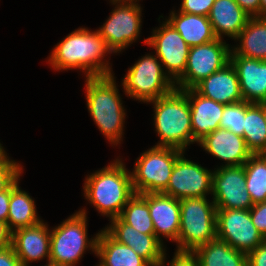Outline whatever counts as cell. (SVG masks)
<instances>
[{
  "label": "cell",
  "mask_w": 266,
  "mask_h": 266,
  "mask_svg": "<svg viewBox=\"0 0 266 266\" xmlns=\"http://www.w3.org/2000/svg\"><path fill=\"white\" fill-rule=\"evenodd\" d=\"M110 53L97 30L79 27L55 45L46 62L56 71L80 69L86 78L107 76L113 74L109 60L104 59Z\"/></svg>",
  "instance_id": "obj_1"
},
{
  "label": "cell",
  "mask_w": 266,
  "mask_h": 266,
  "mask_svg": "<svg viewBox=\"0 0 266 266\" xmlns=\"http://www.w3.org/2000/svg\"><path fill=\"white\" fill-rule=\"evenodd\" d=\"M84 199L110 220L119 217L122 209L135 195L131 171L119 157L84 180Z\"/></svg>",
  "instance_id": "obj_2"
},
{
  "label": "cell",
  "mask_w": 266,
  "mask_h": 266,
  "mask_svg": "<svg viewBox=\"0 0 266 266\" xmlns=\"http://www.w3.org/2000/svg\"><path fill=\"white\" fill-rule=\"evenodd\" d=\"M114 74L88 77L85 93L88 111L99 131L112 145L121 144L126 111Z\"/></svg>",
  "instance_id": "obj_3"
},
{
  "label": "cell",
  "mask_w": 266,
  "mask_h": 266,
  "mask_svg": "<svg viewBox=\"0 0 266 266\" xmlns=\"http://www.w3.org/2000/svg\"><path fill=\"white\" fill-rule=\"evenodd\" d=\"M148 103L153 104L155 131L160 138L154 146L173 147L185 152L187 146L195 143L187 89L175 88Z\"/></svg>",
  "instance_id": "obj_4"
},
{
  "label": "cell",
  "mask_w": 266,
  "mask_h": 266,
  "mask_svg": "<svg viewBox=\"0 0 266 266\" xmlns=\"http://www.w3.org/2000/svg\"><path fill=\"white\" fill-rule=\"evenodd\" d=\"M87 211L80 209L50 229V259L55 266H76L89 249L96 254L99 232L88 238Z\"/></svg>",
  "instance_id": "obj_5"
},
{
  "label": "cell",
  "mask_w": 266,
  "mask_h": 266,
  "mask_svg": "<svg viewBox=\"0 0 266 266\" xmlns=\"http://www.w3.org/2000/svg\"><path fill=\"white\" fill-rule=\"evenodd\" d=\"M180 230L176 248L179 251H194L217 237V208L207 197L179 200Z\"/></svg>",
  "instance_id": "obj_6"
},
{
  "label": "cell",
  "mask_w": 266,
  "mask_h": 266,
  "mask_svg": "<svg viewBox=\"0 0 266 266\" xmlns=\"http://www.w3.org/2000/svg\"><path fill=\"white\" fill-rule=\"evenodd\" d=\"M183 152L163 146H153L143 152L131 172L135 194L162 193L167 188L177 158Z\"/></svg>",
  "instance_id": "obj_7"
},
{
  "label": "cell",
  "mask_w": 266,
  "mask_h": 266,
  "mask_svg": "<svg viewBox=\"0 0 266 266\" xmlns=\"http://www.w3.org/2000/svg\"><path fill=\"white\" fill-rule=\"evenodd\" d=\"M122 86L127 97L143 103L156 100L176 88L156 54H146L129 67Z\"/></svg>",
  "instance_id": "obj_8"
},
{
  "label": "cell",
  "mask_w": 266,
  "mask_h": 266,
  "mask_svg": "<svg viewBox=\"0 0 266 266\" xmlns=\"http://www.w3.org/2000/svg\"><path fill=\"white\" fill-rule=\"evenodd\" d=\"M115 9L97 30L108 49L119 53L140 37L142 7L138 3L110 2Z\"/></svg>",
  "instance_id": "obj_9"
},
{
  "label": "cell",
  "mask_w": 266,
  "mask_h": 266,
  "mask_svg": "<svg viewBox=\"0 0 266 266\" xmlns=\"http://www.w3.org/2000/svg\"><path fill=\"white\" fill-rule=\"evenodd\" d=\"M230 45L216 39L207 44L190 47L184 74L175 82L177 89L194 88L203 79L230 62Z\"/></svg>",
  "instance_id": "obj_10"
},
{
  "label": "cell",
  "mask_w": 266,
  "mask_h": 266,
  "mask_svg": "<svg viewBox=\"0 0 266 266\" xmlns=\"http://www.w3.org/2000/svg\"><path fill=\"white\" fill-rule=\"evenodd\" d=\"M152 31V35L143 41L155 49L166 74L175 83L184 74L190 46L166 20Z\"/></svg>",
  "instance_id": "obj_11"
},
{
  "label": "cell",
  "mask_w": 266,
  "mask_h": 266,
  "mask_svg": "<svg viewBox=\"0 0 266 266\" xmlns=\"http://www.w3.org/2000/svg\"><path fill=\"white\" fill-rule=\"evenodd\" d=\"M184 154L177 158L167 188L162 193L179 200L212 194L213 171L186 159Z\"/></svg>",
  "instance_id": "obj_12"
},
{
  "label": "cell",
  "mask_w": 266,
  "mask_h": 266,
  "mask_svg": "<svg viewBox=\"0 0 266 266\" xmlns=\"http://www.w3.org/2000/svg\"><path fill=\"white\" fill-rule=\"evenodd\" d=\"M217 238L248 254L266 239L252 223L249 210L217 209Z\"/></svg>",
  "instance_id": "obj_13"
},
{
  "label": "cell",
  "mask_w": 266,
  "mask_h": 266,
  "mask_svg": "<svg viewBox=\"0 0 266 266\" xmlns=\"http://www.w3.org/2000/svg\"><path fill=\"white\" fill-rule=\"evenodd\" d=\"M212 199L217 209L249 210L254 204L246 190L244 165L224 166L213 170Z\"/></svg>",
  "instance_id": "obj_14"
},
{
  "label": "cell",
  "mask_w": 266,
  "mask_h": 266,
  "mask_svg": "<svg viewBox=\"0 0 266 266\" xmlns=\"http://www.w3.org/2000/svg\"><path fill=\"white\" fill-rule=\"evenodd\" d=\"M104 230L116 241L132 248L151 266H165L166 249L155 234H144L124 223L119 217L113 218Z\"/></svg>",
  "instance_id": "obj_15"
},
{
  "label": "cell",
  "mask_w": 266,
  "mask_h": 266,
  "mask_svg": "<svg viewBox=\"0 0 266 266\" xmlns=\"http://www.w3.org/2000/svg\"><path fill=\"white\" fill-rule=\"evenodd\" d=\"M147 203L152 218L155 236L163 243L162 237L177 242L180 230L179 199L163 193L139 194Z\"/></svg>",
  "instance_id": "obj_16"
},
{
  "label": "cell",
  "mask_w": 266,
  "mask_h": 266,
  "mask_svg": "<svg viewBox=\"0 0 266 266\" xmlns=\"http://www.w3.org/2000/svg\"><path fill=\"white\" fill-rule=\"evenodd\" d=\"M11 246L22 266L32 262L50 259V229L42 220L40 223L12 232Z\"/></svg>",
  "instance_id": "obj_17"
},
{
  "label": "cell",
  "mask_w": 266,
  "mask_h": 266,
  "mask_svg": "<svg viewBox=\"0 0 266 266\" xmlns=\"http://www.w3.org/2000/svg\"><path fill=\"white\" fill-rule=\"evenodd\" d=\"M197 144L207 151L206 153L224 161V166L244 165L252 155L242 136L223 128L209 133Z\"/></svg>",
  "instance_id": "obj_18"
},
{
  "label": "cell",
  "mask_w": 266,
  "mask_h": 266,
  "mask_svg": "<svg viewBox=\"0 0 266 266\" xmlns=\"http://www.w3.org/2000/svg\"><path fill=\"white\" fill-rule=\"evenodd\" d=\"M230 62L236 70L243 100L266 102V60L230 55Z\"/></svg>",
  "instance_id": "obj_19"
},
{
  "label": "cell",
  "mask_w": 266,
  "mask_h": 266,
  "mask_svg": "<svg viewBox=\"0 0 266 266\" xmlns=\"http://www.w3.org/2000/svg\"><path fill=\"white\" fill-rule=\"evenodd\" d=\"M194 89L202 96L225 105L243 101L239 79L231 62L203 79Z\"/></svg>",
  "instance_id": "obj_20"
},
{
  "label": "cell",
  "mask_w": 266,
  "mask_h": 266,
  "mask_svg": "<svg viewBox=\"0 0 266 266\" xmlns=\"http://www.w3.org/2000/svg\"><path fill=\"white\" fill-rule=\"evenodd\" d=\"M187 97L191 110L193 139L198 143L209 133L219 129L225 104L202 96L194 88L187 89Z\"/></svg>",
  "instance_id": "obj_21"
},
{
  "label": "cell",
  "mask_w": 266,
  "mask_h": 266,
  "mask_svg": "<svg viewBox=\"0 0 266 266\" xmlns=\"http://www.w3.org/2000/svg\"><path fill=\"white\" fill-rule=\"evenodd\" d=\"M249 18L235 0H216L208 15L216 38L222 40L224 36L235 40Z\"/></svg>",
  "instance_id": "obj_22"
},
{
  "label": "cell",
  "mask_w": 266,
  "mask_h": 266,
  "mask_svg": "<svg viewBox=\"0 0 266 266\" xmlns=\"http://www.w3.org/2000/svg\"><path fill=\"white\" fill-rule=\"evenodd\" d=\"M190 46L207 44L216 40L212 25L206 16L172 10L165 19Z\"/></svg>",
  "instance_id": "obj_23"
},
{
  "label": "cell",
  "mask_w": 266,
  "mask_h": 266,
  "mask_svg": "<svg viewBox=\"0 0 266 266\" xmlns=\"http://www.w3.org/2000/svg\"><path fill=\"white\" fill-rule=\"evenodd\" d=\"M97 266H151L131 247L113 239L104 229L99 231L96 245Z\"/></svg>",
  "instance_id": "obj_24"
},
{
  "label": "cell",
  "mask_w": 266,
  "mask_h": 266,
  "mask_svg": "<svg viewBox=\"0 0 266 266\" xmlns=\"http://www.w3.org/2000/svg\"><path fill=\"white\" fill-rule=\"evenodd\" d=\"M235 41L230 55L266 60V17H250Z\"/></svg>",
  "instance_id": "obj_25"
},
{
  "label": "cell",
  "mask_w": 266,
  "mask_h": 266,
  "mask_svg": "<svg viewBox=\"0 0 266 266\" xmlns=\"http://www.w3.org/2000/svg\"><path fill=\"white\" fill-rule=\"evenodd\" d=\"M20 177L11 185L7 225L11 232L34 226L42 221L38 217L35 200L19 186Z\"/></svg>",
  "instance_id": "obj_26"
},
{
  "label": "cell",
  "mask_w": 266,
  "mask_h": 266,
  "mask_svg": "<svg viewBox=\"0 0 266 266\" xmlns=\"http://www.w3.org/2000/svg\"><path fill=\"white\" fill-rule=\"evenodd\" d=\"M200 266H247V254L232 248L226 241L215 238L193 251Z\"/></svg>",
  "instance_id": "obj_27"
},
{
  "label": "cell",
  "mask_w": 266,
  "mask_h": 266,
  "mask_svg": "<svg viewBox=\"0 0 266 266\" xmlns=\"http://www.w3.org/2000/svg\"><path fill=\"white\" fill-rule=\"evenodd\" d=\"M243 138L252 154L266 153L264 102L246 104Z\"/></svg>",
  "instance_id": "obj_28"
},
{
  "label": "cell",
  "mask_w": 266,
  "mask_h": 266,
  "mask_svg": "<svg viewBox=\"0 0 266 266\" xmlns=\"http://www.w3.org/2000/svg\"><path fill=\"white\" fill-rule=\"evenodd\" d=\"M244 171L253 204L266 201V153L252 154L244 163Z\"/></svg>",
  "instance_id": "obj_29"
},
{
  "label": "cell",
  "mask_w": 266,
  "mask_h": 266,
  "mask_svg": "<svg viewBox=\"0 0 266 266\" xmlns=\"http://www.w3.org/2000/svg\"><path fill=\"white\" fill-rule=\"evenodd\" d=\"M119 218L141 233L155 234L148 203L139 194H135L128 201Z\"/></svg>",
  "instance_id": "obj_30"
},
{
  "label": "cell",
  "mask_w": 266,
  "mask_h": 266,
  "mask_svg": "<svg viewBox=\"0 0 266 266\" xmlns=\"http://www.w3.org/2000/svg\"><path fill=\"white\" fill-rule=\"evenodd\" d=\"M247 103L243 100L238 103L224 105L219 128L227 129L243 137Z\"/></svg>",
  "instance_id": "obj_31"
},
{
  "label": "cell",
  "mask_w": 266,
  "mask_h": 266,
  "mask_svg": "<svg viewBox=\"0 0 266 266\" xmlns=\"http://www.w3.org/2000/svg\"><path fill=\"white\" fill-rule=\"evenodd\" d=\"M23 165L6 155L0 161V193L7 190L23 173Z\"/></svg>",
  "instance_id": "obj_32"
},
{
  "label": "cell",
  "mask_w": 266,
  "mask_h": 266,
  "mask_svg": "<svg viewBox=\"0 0 266 266\" xmlns=\"http://www.w3.org/2000/svg\"><path fill=\"white\" fill-rule=\"evenodd\" d=\"M216 0H182L180 12L208 17Z\"/></svg>",
  "instance_id": "obj_33"
},
{
  "label": "cell",
  "mask_w": 266,
  "mask_h": 266,
  "mask_svg": "<svg viewBox=\"0 0 266 266\" xmlns=\"http://www.w3.org/2000/svg\"><path fill=\"white\" fill-rule=\"evenodd\" d=\"M249 212L252 223L266 239V201L254 204Z\"/></svg>",
  "instance_id": "obj_34"
},
{
  "label": "cell",
  "mask_w": 266,
  "mask_h": 266,
  "mask_svg": "<svg viewBox=\"0 0 266 266\" xmlns=\"http://www.w3.org/2000/svg\"><path fill=\"white\" fill-rule=\"evenodd\" d=\"M171 260L167 262L168 266H200L198 257L193 251L175 250Z\"/></svg>",
  "instance_id": "obj_35"
},
{
  "label": "cell",
  "mask_w": 266,
  "mask_h": 266,
  "mask_svg": "<svg viewBox=\"0 0 266 266\" xmlns=\"http://www.w3.org/2000/svg\"><path fill=\"white\" fill-rule=\"evenodd\" d=\"M247 266H266V240L247 254Z\"/></svg>",
  "instance_id": "obj_36"
},
{
  "label": "cell",
  "mask_w": 266,
  "mask_h": 266,
  "mask_svg": "<svg viewBox=\"0 0 266 266\" xmlns=\"http://www.w3.org/2000/svg\"><path fill=\"white\" fill-rule=\"evenodd\" d=\"M0 266H22L11 245L0 250Z\"/></svg>",
  "instance_id": "obj_37"
},
{
  "label": "cell",
  "mask_w": 266,
  "mask_h": 266,
  "mask_svg": "<svg viewBox=\"0 0 266 266\" xmlns=\"http://www.w3.org/2000/svg\"><path fill=\"white\" fill-rule=\"evenodd\" d=\"M11 197V186L0 193V221L7 223L9 203Z\"/></svg>",
  "instance_id": "obj_38"
},
{
  "label": "cell",
  "mask_w": 266,
  "mask_h": 266,
  "mask_svg": "<svg viewBox=\"0 0 266 266\" xmlns=\"http://www.w3.org/2000/svg\"><path fill=\"white\" fill-rule=\"evenodd\" d=\"M235 1L250 17H259V7L261 0H235Z\"/></svg>",
  "instance_id": "obj_39"
},
{
  "label": "cell",
  "mask_w": 266,
  "mask_h": 266,
  "mask_svg": "<svg viewBox=\"0 0 266 266\" xmlns=\"http://www.w3.org/2000/svg\"><path fill=\"white\" fill-rule=\"evenodd\" d=\"M11 237L7 223L0 221V250L11 245Z\"/></svg>",
  "instance_id": "obj_40"
},
{
  "label": "cell",
  "mask_w": 266,
  "mask_h": 266,
  "mask_svg": "<svg viewBox=\"0 0 266 266\" xmlns=\"http://www.w3.org/2000/svg\"><path fill=\"white\" fill-rule=\"evenodd\" d=\"M259 17H266V0L260 1Z\"/></svg>",
  "instance_id": "obj_41"
},
{
  "label": "cell",
  "mask_w": 266,
  "mask_h": 266,
  "mask_svg": "<svg viewBox=\"0 0 266 266\" xmlns=\"http://www.w3.org/2000/svg\"><path fill=\"white\" fill-rule=\"evenodd\" d=\"M110 2H119V3H139V0H110Z\"/></svg>",
  "instance_id": "obj_42"
},
{
  "label": "cell",
  "mask_w": 266,
  "mask_h": 266,
  "mask_svg": "<svg viewBox=\"0 0 266 266\" xmlns=\"http://www.w3.org/2000/svg\"><path fill=\"white\" fill-rule=\"evenodd\" d=\"M2 145L3 144L0 143V161L7 155Z\"/></svg>",
  "instance_id": "obj_43"
},
{
  "label": "cell",
  "mask_w": 266,
  "mask_h": 266,
  "mask_svg": "<svg viewBox=\"0 0 266 266\" xmlns=\"http://www.w3.org/2000/svg\"><path fill=\"white\" fill-rule=\"evenodd\" d=\"M264 118H265V123H266V102H264Z\"/></svg>",
  "instance_id": "obj_44"
},
{
  "label": "cell",
  "mask_w": 266,
  "mask_h": 266,
  "mask_svg": "<svg viewBox=\"0 0 266 266\" xmlns=\"http://www.w3.org/2000/svg\"><path fill=\"white\" fill-rule=\"evenodd\" d=\"M43 266V265H42ZM45 266H54L52 263H46Z\"/></svg>",
  "instance_id": "obj_45"
}]
</instances>
